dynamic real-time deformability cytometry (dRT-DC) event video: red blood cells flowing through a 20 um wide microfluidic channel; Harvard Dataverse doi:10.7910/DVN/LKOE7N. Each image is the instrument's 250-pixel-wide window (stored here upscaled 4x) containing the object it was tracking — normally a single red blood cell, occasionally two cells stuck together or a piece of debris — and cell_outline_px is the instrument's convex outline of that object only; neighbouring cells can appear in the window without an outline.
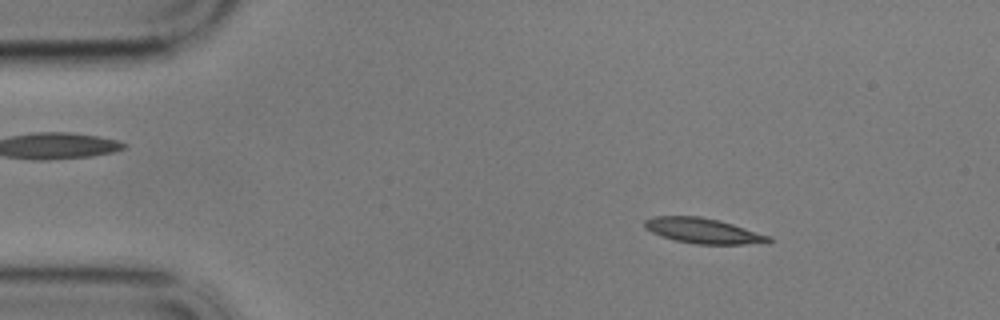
{"species": "common noctule bat (a hibernating species)", "species_latin": "Nyctalus noctula", "temperature_condition": "cold", "stored_images_in_passage": 51, "camera_frame_rate_fps": 3000, "um_per_image_px": 0.085, "animal": {"sex": "male", "body_mass_g": 17.9}, "frame": {"image": 1, "passage_image": 2, "time_ms": 0.333, "image_size_px": [1000, 320], "cell_outline_px": [[772, 240], [744, 244], [696, 244], [676, 240], [660, 236], [644, 228], [644, 220], [652, 216], [700, 216], [732, 224], [772, 236]], "centroid_in_image_um": [59.7, 19.6], "position_along_channel_um": 25.3, "area_um2": 18.03}}
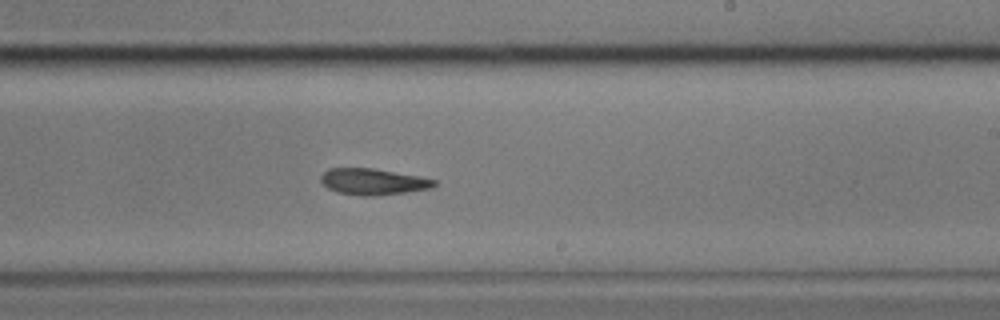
{"frame": {"image": 2, "passage_image": 28, "time_ms": 9.0, "image_size_px": [1000, 320], "cell_outline_px": [[436, 184], [432, 188], [404, 192], [372, 196], [360, 196], [336, 192], [328, 188], [320, 180], [320, 176], [328, 168], [372, 168], [420, 176], [436, 180]], "centroid_in_image_um": [31.69, 15.44], "position_along_channel_um": 257.3, "area_um2": 17.34}}
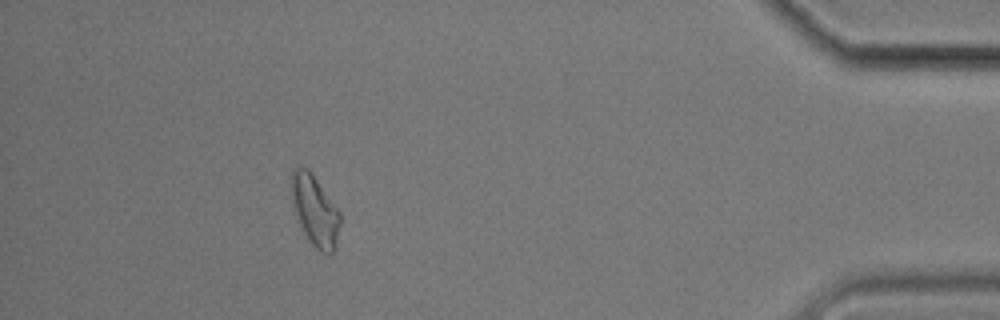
{"frame": {"image": 3, "passage_image": 46, "time_ms": 15.0, "image_size_px": [1000, 320], "cell_outline_px": [[340, 224], [336, 248], [328, 256], [320, 252], [312, 244], [304, 232], [300, 224], [292, 204], [288, 184], [292, 168], [308, 168], [340, 212]], "centroid_in_image_um": [26.74, 17.89], "position_along_channel_um": 408.5, "area_um2": 20.29}, "authors_computed_cell_mechanics": {"area_um2": 18.0336, "velocity_mm_per_s": 3.4093, "shape_relaxation_time_tau1_ms": 5.5873, "shape_relaxation_time_tau2_ms": null, "deformation_change_tau1": 0.197, "deformation_change_tau2": null}}